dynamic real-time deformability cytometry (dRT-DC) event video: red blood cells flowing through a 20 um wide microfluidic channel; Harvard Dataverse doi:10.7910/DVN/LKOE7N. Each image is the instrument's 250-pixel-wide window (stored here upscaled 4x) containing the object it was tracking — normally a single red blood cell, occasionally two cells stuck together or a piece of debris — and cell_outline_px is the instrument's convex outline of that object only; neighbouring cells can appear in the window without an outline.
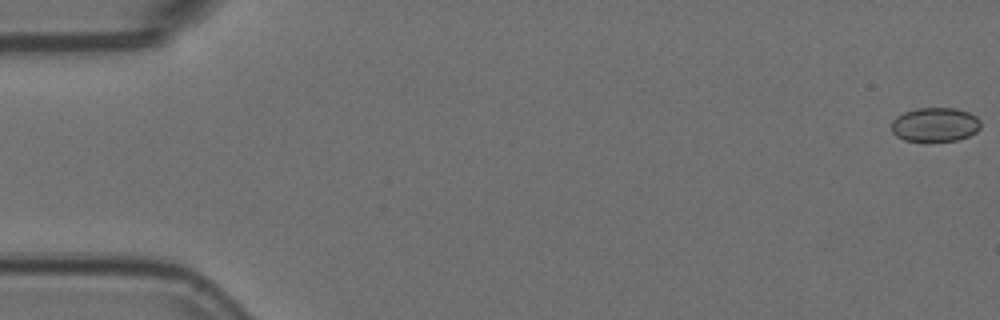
{"species": "Egyptian fruit bat (a non-hibernating species)", "species_latin": "Rousettus aegyptiacus", "temperature_condition": "room temperature", "stored_images_in_passage": 15, "camera_frame_rate_fps": 3000, "um_per_image_px": 0.085, "animal": {"sex": "female"}, "frame": {"image": 1, "passage_image": 1, "time_ms": 0.0, "image_size_px": [1000, 320], "cell_outline_px": [[980, 128], [976, 132], [968, 136], [956, 140], [928, 144], [924, 144], [904, 140], [896, 136], [892, 132], [892, 120], [896, 116], [904, 112], [916, 108], [956, 108], [968, 112], [976, 116], [980, 120]], "centroid_in_image_um": [79.45, 10.63], "position_along_channel_um": 5.6, "area_um2": 18.44}}
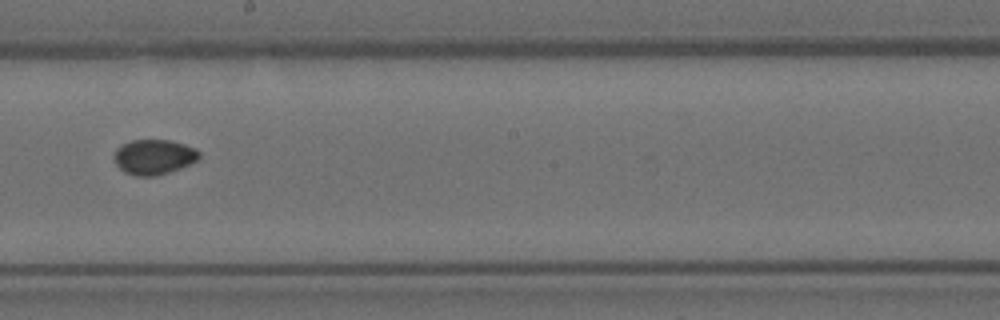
{"frame": {"image": 2, "passage_image": 9, "time_ms": 2.667, "image_size_px": [1000, 320], "cell_outline_px": [[200, 156], [196, 160], [180, 168], [156, 176], [136, 176], [124, 172], [116, 164], [112, 156], [116, 148], [120, 144], [132, 140], [168, 140], [184, 144], [196, 148], [200, 152]], "centroid_in_image_um": [13.04, 13.33], "position_along_channel_um": 235.2, "area_um2": 17.46}}
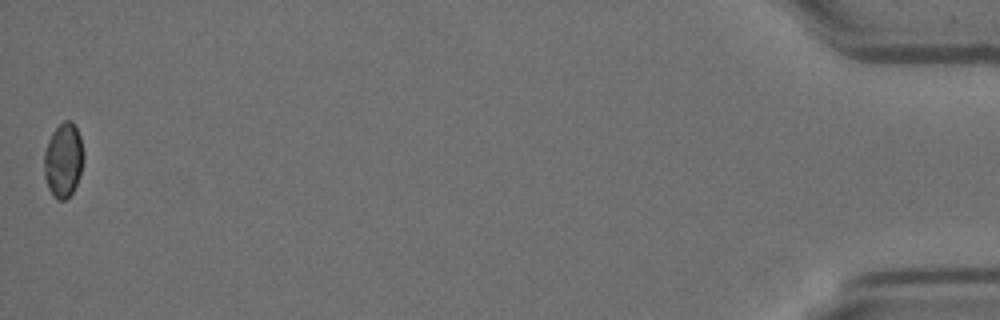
{"frame": {"image": 3, "passage_image": 15, "time_ms": 4.667, "image_size_px": [1000, 320], "cell_outline_px": [[84, 160], [76, 184], [72, 192], [64, 200], [56, 200], [52, 196], [48, 188], [44, 176], [44, 152], [48, 140], [52, 132], [64, 120], [72, 120], [80, 136], [84, 156]], "centroid_in_image_um": [5.37, 13.61], "position_along_channel_um": 429.8, "area_um2": 17.17}}